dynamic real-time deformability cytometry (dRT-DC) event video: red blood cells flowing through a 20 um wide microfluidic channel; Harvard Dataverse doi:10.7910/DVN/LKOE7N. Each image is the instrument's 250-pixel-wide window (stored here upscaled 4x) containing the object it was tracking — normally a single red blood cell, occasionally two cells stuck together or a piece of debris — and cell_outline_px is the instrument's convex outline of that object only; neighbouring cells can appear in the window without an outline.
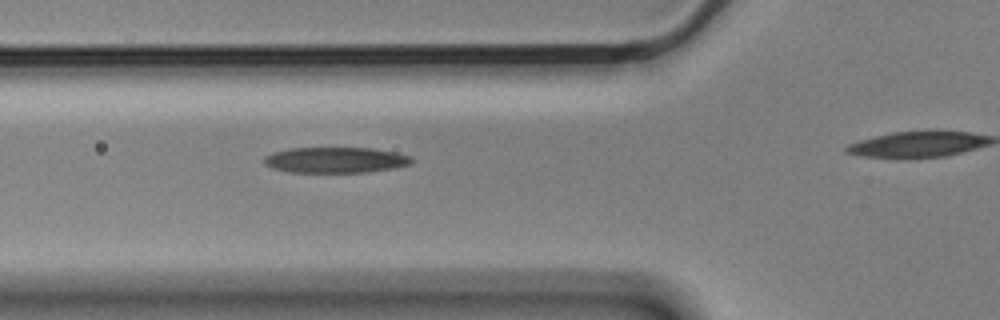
{"species": "Egyptian fruit bat (a non-hibernating species)", "species_latin": "Rousettus aegyptiacus", "temperature_condition": "cold", "stored_images_in_passage": 5, "segment_of_instrument_passage": [1, 2], "camera_frame_rate_fps": 3000, "um_per_image_px": 0.085, "animal": {"sex": "male"}, "frame": {"image": 1, "passage_image": 4, "time_ms": 1.0, "image_size_px": [1000, 320], "cell_outline_px": [[416, 160], [412, 164], [392, 168], [368, 172], [288, 172], [272, 168], [264, 164], [260, 160], [264, 156], [272, 152], [288, 148], [372, 148], [396, 152], [412, 156]], "centroid_in_image_um": [28.51, 13.59], "position_along_channel_um": 97.3, "area_um2": 22.48}}